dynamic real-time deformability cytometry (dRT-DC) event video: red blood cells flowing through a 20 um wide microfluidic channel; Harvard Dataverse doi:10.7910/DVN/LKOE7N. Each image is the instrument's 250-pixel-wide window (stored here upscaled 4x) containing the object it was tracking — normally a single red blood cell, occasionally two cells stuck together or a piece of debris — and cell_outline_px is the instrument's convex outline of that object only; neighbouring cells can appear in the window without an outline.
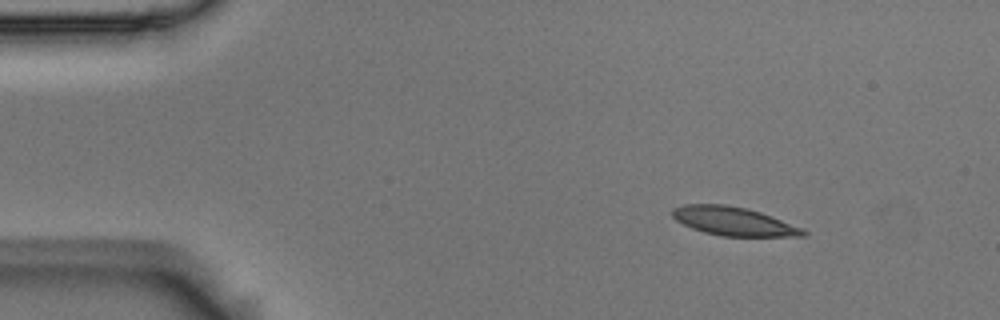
{"species": "Egyptian fruit bat (a non-hibernating species)", "species_latin": "Rousettus aegyptiacus", "temperature_condition": "room temperature", "stored_images_in_passage": 3, "camera_frame_rate_fps": 3000, "um_per_image_px": 0.085, "animal": {"sex": "male"}, "frame": {"image": 1, "passage_image": 1, "time_ms": 0.0, "image_size_px": [1000, 320], "cell_outline_px": [[808, 236], [720, 236], [704, 232], [692, 228], [676, 220], [672, 216], [672, 208], [684, 204], [724, 204], [748, 208], [772, 216], [804, 228], [808, 232]], "centroid_in_image_um": [62.38, 18.8], "position_along_channel_um": 22.6, "area_um2": 21.96}}